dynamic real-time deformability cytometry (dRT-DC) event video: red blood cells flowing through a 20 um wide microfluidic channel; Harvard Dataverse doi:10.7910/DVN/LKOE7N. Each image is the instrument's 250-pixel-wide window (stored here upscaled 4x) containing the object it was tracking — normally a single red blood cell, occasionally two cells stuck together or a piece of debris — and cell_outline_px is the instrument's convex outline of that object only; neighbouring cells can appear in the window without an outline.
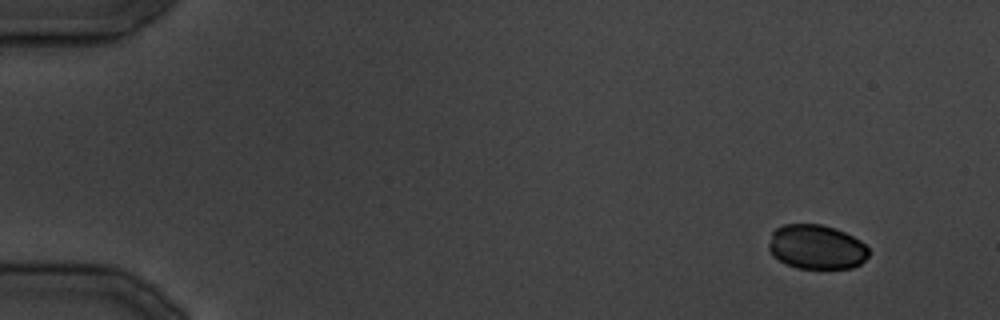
{"species": "common noctule bat (a hibernating species)", "species_latin": "Nyctalus noctula", "temperature_condition": "cold", "stored_images_in_passage": 22, "camera_frame_rate_fps": 3000, "um_per_image_px": 0.085, "animal": {"sex": "male", "body_mass_g": 19.5, "forearm_length_mm": 54.6}, "frame": {"image": 1, "passage_image": 1, "time_ms": 0.0, "image_size_px": [1000, 320], "cell_outline_px": [[868, 256], [860, 264], [852, 268], [796, 268], [784, 264], [772, 256], [768, 248], [768, 244], [772, 232], [776, 228], [784, 224], [820, 224], [844, 232], [860, 240], [868, 248]], "centroid_in_image_um": [69.36, 21.0], "position_along_channel_um": 15.6, "area_um2": 25.95}}
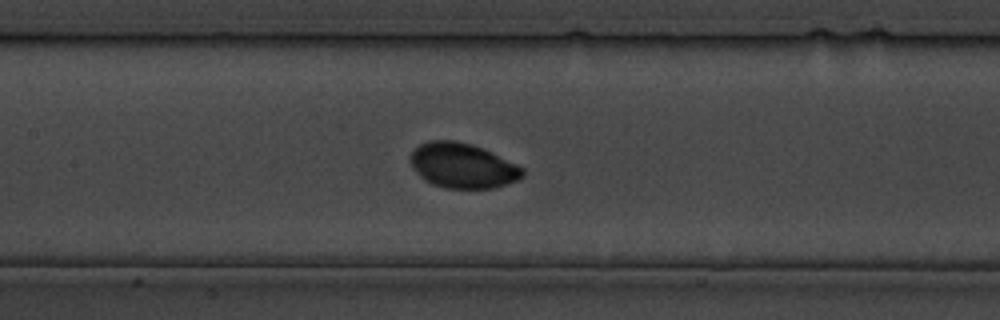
{"frame": {"image": 2, "passage_image": 15, "time_ms": 17.333, "image_size_px": [1000, 320], "cell_outline_px": [[524, 176], [516, 180], [492, 188], [444, 188], [432, 184], [424, 180], [416, 172], [408, 160], [408, 156], [420, 144], [428, 140], [452, 140], [472, 144], [484, 148], [524, 168]], "centroid_in_image_um": [39.28, 14.07], "position_along_channel_um": 168.1, "area_um2": 29.48}}
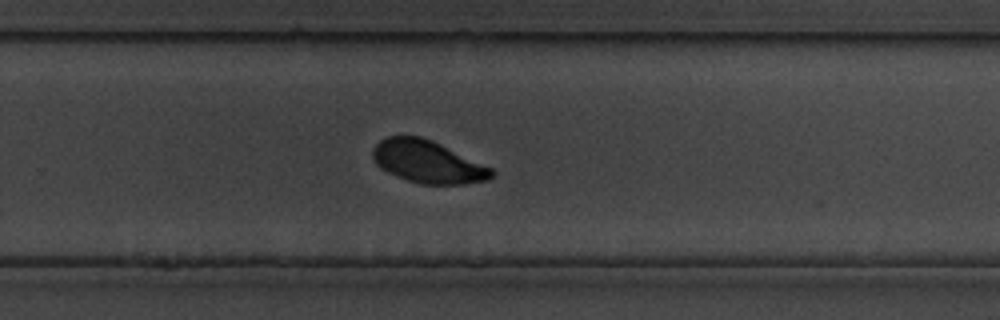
{"frame": {"image": 3, "passage_image": 22, "time_ms": 25.333, "image_size_px": [1000, 320], "cell_outline_px": [[496, 172], [488, 180], [460, 184], [420, 184], [408, 180], [388, 172], [380, 168], [376, 164], [372, 156], [372, 148], [380, 140], [388, 136], [420, 136], [432, 140], [492, 168]], "centroid_in_image_um": [36.34, 13.75], "position_along_channel_um": 293.5, "area_um2": 29.25}}